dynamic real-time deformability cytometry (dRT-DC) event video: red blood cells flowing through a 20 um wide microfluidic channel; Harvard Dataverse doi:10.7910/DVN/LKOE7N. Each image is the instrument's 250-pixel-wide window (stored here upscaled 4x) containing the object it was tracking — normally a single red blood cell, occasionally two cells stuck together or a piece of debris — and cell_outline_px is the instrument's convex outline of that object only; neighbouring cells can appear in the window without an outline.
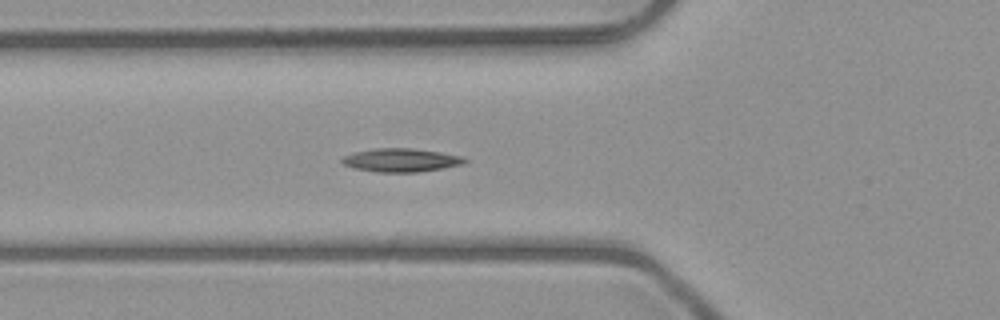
{"species": "common noctule bat (a hibernating species)", "species_latin": "Nyctalus noctula", "temperature_condition": "room temperature", "stored_images_in_passage": 36, "camera_frame_rate_fps": 3000, "um_per_image_px": 0.085, "animal": {"sex": "male", "body_mass_g": 23.1, "forearm_length_mm": 52.7}, "frame": {"image": 1, "passage_image": 2, "time_ms": 0.333, "image_size_px": [1000, 320], "cell_outline_px": [[468, 160], [464, 164], [444, 168], [416, 172], [376, 172], [352, 168], [344, 164], [340, 160], [344, 156], [352, 152], [372, 148], [412, 148], [440, 152], [464, 156]], "centroid_in_image_um": [34.08, 13.6], "position_along_channel_um": 91.7, "area_um2": 16.99}}
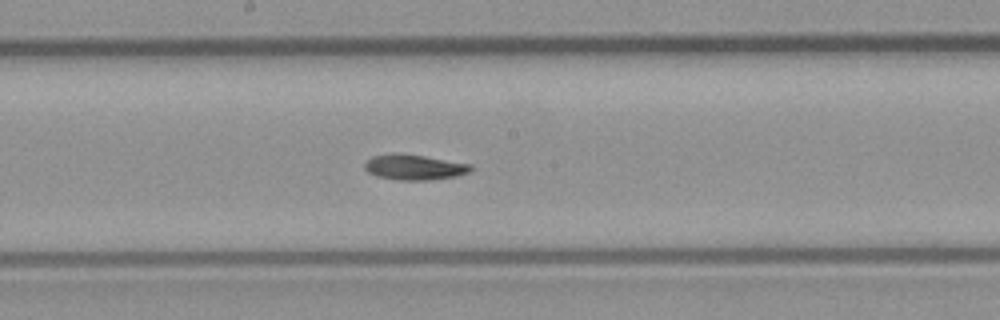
{"frame": {"image": 2, "passage_image": 11, "time_ms": 3.333, "image_size_px": [1000, 320], "cell_outline_px": [[472, 168], [468, 172], [456, 176], [428, 180], [396, 180], [376, 176], [368, 172], [364, 168], [364, 164], [372, 156], [392, 152], [424, 156], [472, 164]], "centroid_in_image_um": [35.17, 14.2], "position_along_channel_um": 213.0, "area_um2": 15.72}}
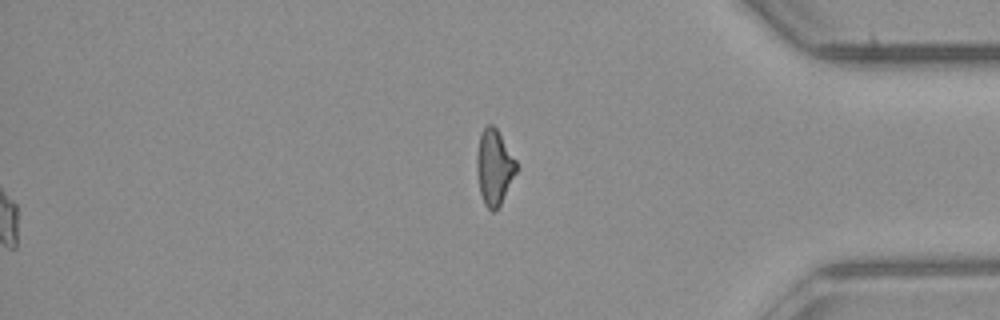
{"frame": {"image": 3, "passage_image": 36, "time_ms": 11.667, "image_size_px": [1000, 320], "cell_outline_px": [[516, 172], [496, 212], [492, 212], [484, 204], [480, 192], [476, 168], [476, 156], [480, 136], [484, 128], [488, 124], [492, 124], [496, 128], [516, 160]], "centroid_in_image_um": [41.99, 14.22], "position_along_channel_um": 393.2, "area_um2": 17.11}}